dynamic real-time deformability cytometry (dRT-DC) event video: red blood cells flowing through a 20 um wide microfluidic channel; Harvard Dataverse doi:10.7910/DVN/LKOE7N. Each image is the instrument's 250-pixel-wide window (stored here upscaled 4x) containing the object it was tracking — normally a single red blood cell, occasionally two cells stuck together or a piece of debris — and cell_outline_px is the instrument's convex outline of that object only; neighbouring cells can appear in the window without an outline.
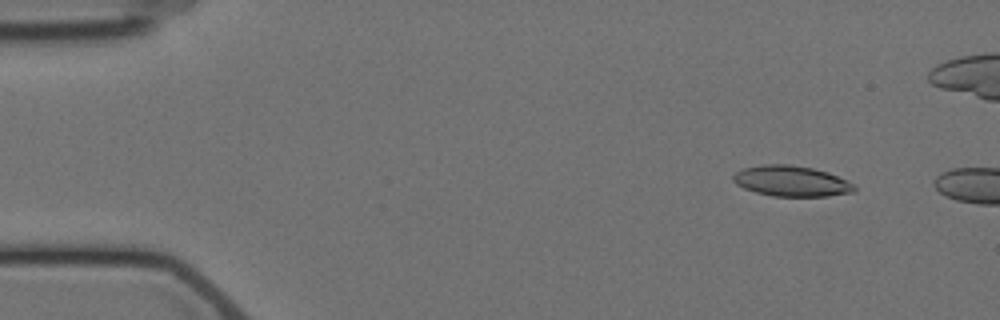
{"species": "Egyptian fruit bat (a non-hibernating species)", "species_latin": "Rousettus aegyptiacus", "temperature_condition": "cold", "stored_images_in_passage": 3, "camera_frame_rate_fps": 3000, "um_per_image_px": 0.085, "animal": {"sex": "female"}, "frame": {"image": 1, "passage_image": 2, "time_ms": 1.0, "image_size_px": [1000, 320], "cell_outline_px": [[856, 192], [828, 196], [772, 196], [756, 192], [744, 188], [736, 184], [732, 180], [732, 176], [736, 172], [744, 168], [764, 164], [788, 164], [812, 168], [828, 172], [848, 180], [856, 184]], "centroid_in_image_um": [67.31, 15.39], "position_along_channel_um": 17.7, "area_um2": 21.79}}